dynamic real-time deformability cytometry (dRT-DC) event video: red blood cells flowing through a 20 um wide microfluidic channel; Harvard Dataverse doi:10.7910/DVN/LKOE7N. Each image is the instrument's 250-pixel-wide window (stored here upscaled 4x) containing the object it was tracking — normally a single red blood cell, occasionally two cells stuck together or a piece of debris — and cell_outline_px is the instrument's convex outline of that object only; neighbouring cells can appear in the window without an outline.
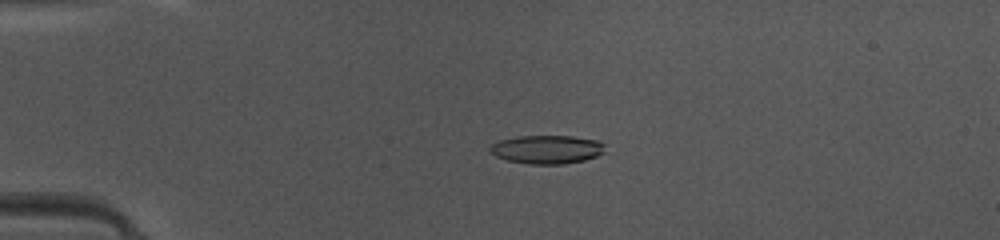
{"species": "common noctule bat (a hibernating species)", "species_latin": "Nyctalus noctula", "temperature_condition": "warm", "stored_images_in_passage": 38, "camera_frame_rate_fps": 3000, "um_per_image_px": 0.085, "animal": {"sex": "female", "body_mass_g": 10.0, "forearm_length_mm": 53.1}, "frame": {"image": 1, "passage_image": 2, "time_ms": 0.333, "image_size_px": [1000, 240], "cell_outline_px": [[604, 152], [596, 156], [584, 160], [564, 164], [528, 164], [508, 160], [496, 156], [488, 148], [492, 144], [500, 140], [516, 136], [572, 136], [596, 140], [604, 144]], "centroid_in_image_um": [46.48, 12.7], "position_along_channel_um": 38.5, "area_um2": 19.02}}
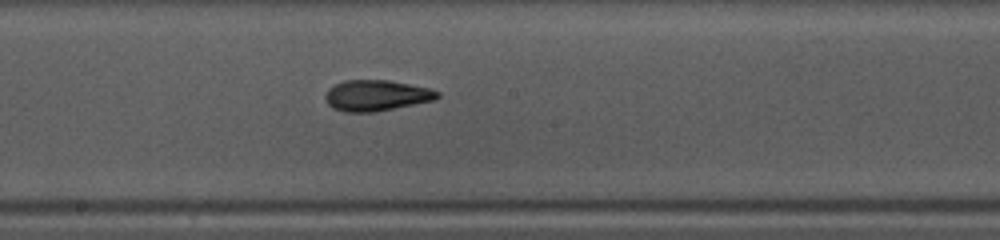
{"frame": {"image": 2, "passage_image": 17, "time_ms": 5.333, "image_size_px": [1000, 240], "cell_outline_px": [[440, 96], [436, 100], [372, 112], [344, 112], [332, 108], [328, 104], [324, 96], [328, 88], [344, 80], [388, 80], [432, 88], [440, 92]], "centroid_in_image_um": [32.0, 8.11], "position_along_channel_um": 216.2, "area_um2": 20.29}}
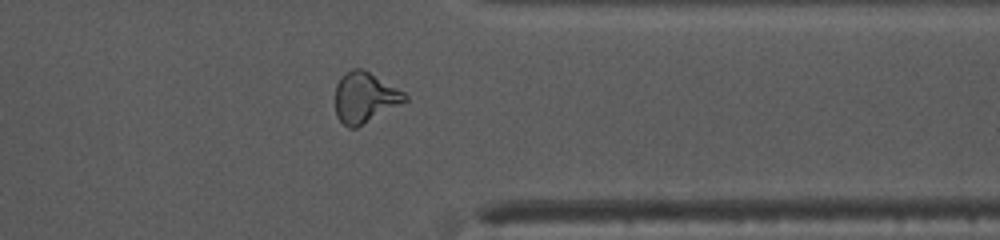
{"frame": {"image": 3, "passage_image": 29, "time_ms": 9.333, "image_size_px": [1000, 240], "cell_outline_px": [[408, 100], [356, 128], [348, 128], [336, 116], [336, 84], [340, 76], [344, 72], [352, 68], [364, 68], [404, 92], [408, 96]], "centroid_in_image_um": [30.99, 8.26], "position_along_channel_um": 380.4, "area_um2": 20.58}, "authors_computed_cell_mechanics": {"area_um2": 19.652, "velocity_mm_per_s": 4.1877, "shape_relaxation_time_tau1_ms": null, "shape_relaxation_time_tau2_ms": 1.4742, "deformation_change_tau1": null, "deformation_change_tau2": 0.0943}}